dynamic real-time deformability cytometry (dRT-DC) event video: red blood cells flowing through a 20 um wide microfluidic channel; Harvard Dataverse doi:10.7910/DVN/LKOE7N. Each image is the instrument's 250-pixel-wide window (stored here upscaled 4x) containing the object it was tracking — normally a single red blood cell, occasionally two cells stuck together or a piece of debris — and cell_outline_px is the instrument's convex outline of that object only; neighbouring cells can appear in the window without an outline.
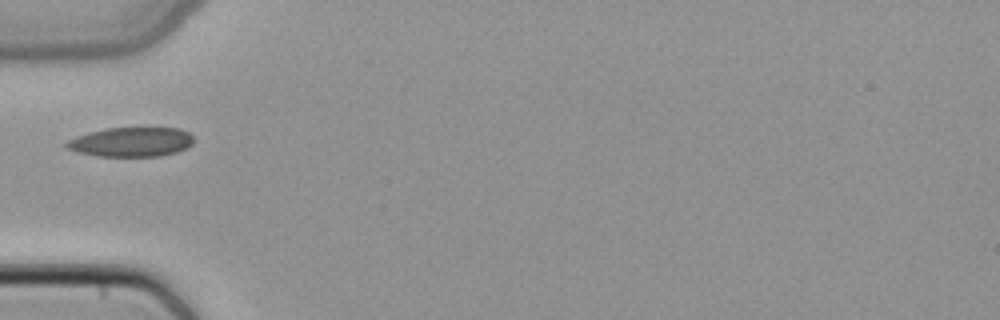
{"species": "common noctule bat (a hibernating species)", "species_latin": "Nyctalus noctula", "temperature_condition": "cold", "stored_images_in_passage": 4, "camera_frame_rate_fps": 3000, "um_per_image_px": 0.085, "animal": {"sex": "female", "body_mass_g": 22.7, "forearm_length_mm": 54.2}, "frame": {"image": 1, "passage_image": 4, "time_ms": 1.0, "image_size_px": [1000, 320], "cell_outline_px": [[192, 144], [188, 148], [176, 152], [160, 156], [100, 156], [80, 152], [68, 148], [64, 144], [68, 140], [76, 136], [88, 132], [108, 128], [180, 128], [188, 132], [192, 136]], "centroid_in_image_um": [11.18, 12.06], "position_along_channel_um": 73.8, "area_um2": 21.68}}